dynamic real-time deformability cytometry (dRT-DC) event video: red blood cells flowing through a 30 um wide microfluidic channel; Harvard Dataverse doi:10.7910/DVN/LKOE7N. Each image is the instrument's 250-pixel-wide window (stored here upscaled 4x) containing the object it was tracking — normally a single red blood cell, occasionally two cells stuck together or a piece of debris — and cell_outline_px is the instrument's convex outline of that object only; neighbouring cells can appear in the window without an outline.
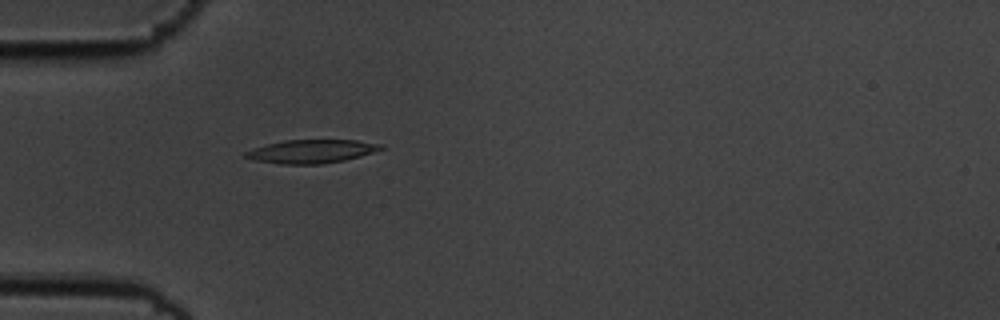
{"species": "common noctule bat (a hibernating species)", "species_latin": "Nyctalus noctula", "temperature_condition": "cold", "stored_images_in_passage": 40, "camera_frame_rate_fps": 3000, "um_per_image_px": 0.085, "animal": {"sex": "male", "body_mass_g": 19.5, "forearm_length_mm": 54.6}, "frame": {"image": 1, "passage_image": 1, "time_ms": 0.0, "image_size_px": [1000, 320], "cell_outline_px": [[384, 148], [360, 156], [344, 160], [324, 164], [280, 164], [252, 160], [244, 156], [244, 152], [268, 144], [284, 140], [356, 140], [384, 144]], "centroid_in_image_um": [26.48, 12.87], "position_along_channel_um": 58.5, "area_um2": 18.44}}
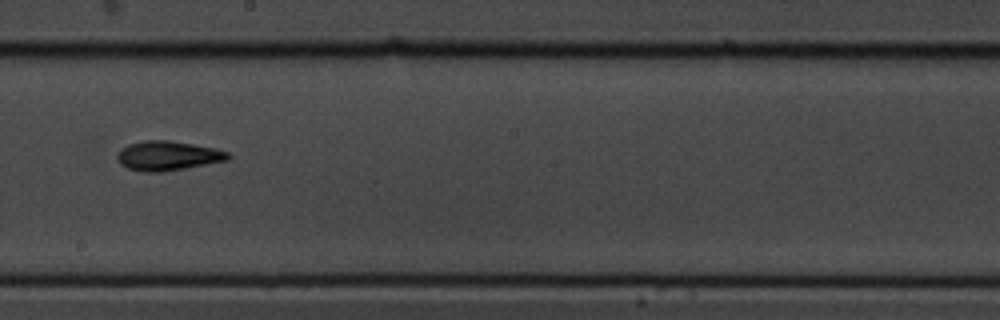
{"frame": {"image": 2, "passage_image": 16, "time_ms": 5.0, "image_size_px": [1000, 320], "cell_outline_px": [[232, 156], [228, 160], [184, 168], [160, 172], [144, 172], [128, 168], [120, 164], [116, 156], [120, 148], [128, 144], [144, 140], [168, 140], [216, 148], [228, 152]], "centroid_in_image_um": [14.24, 13.23], "position_along_channel_um": 234.0, "area_um2": 19.02}}
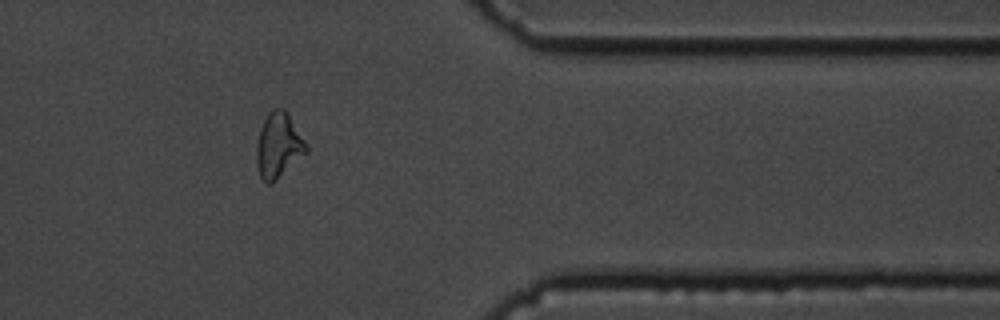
{"frame": {"image": 3, "passage_image": 30, "time_ms": 9.667, "image_size_px": [1000, 320], "cell_outline_px": [[308, 152], [272, 184], [264, 184], [260, 176], [256, 164], [256, 144], [260, 128], [268, 112], [272, 108], [284, 108], [288, 112], [304, 140], [308, 148]], "centroid_in_image_um": [23.65, 12.37], "position_along_channel_um": 387.7, "area_um2": 19.13}, "authors_computed_cell_mechanics": {"area_um2": 18.1492, "velocity_mm_per_s": 3.6068, "shape_relaxation_time_tau1_ms": 3.8934, "shape_relaxation_time_tau2_ms": 7.2448, "deformation_change_tau1": 0.1686, "deformation_change_tau2": 0.1688}}